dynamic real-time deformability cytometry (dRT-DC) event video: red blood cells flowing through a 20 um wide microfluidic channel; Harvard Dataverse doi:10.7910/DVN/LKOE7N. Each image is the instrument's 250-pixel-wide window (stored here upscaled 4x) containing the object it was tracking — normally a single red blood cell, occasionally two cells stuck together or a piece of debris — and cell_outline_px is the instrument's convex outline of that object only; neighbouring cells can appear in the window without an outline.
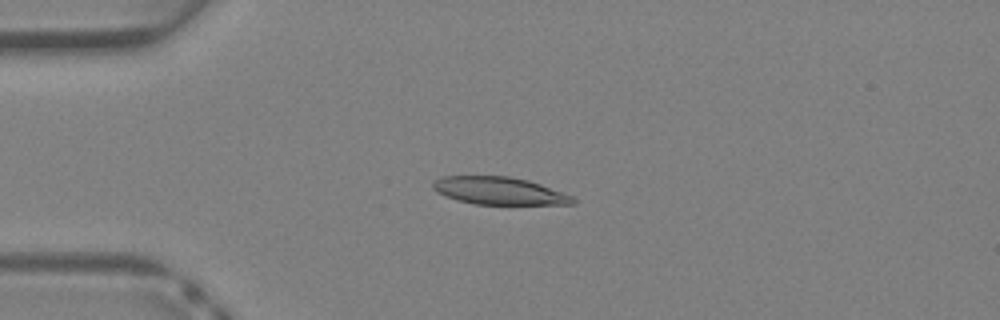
{"species": "Egyptian fruit bat (a non-hibernating species)", "species_latin": "Rousettus aegyptiacus", "temperature_condition": "warm", "stored_images_in_passage": 39, "camera_frame_rate_fps": 3000, "um_per_image_px": 0.085, "animal": {"sex": "female"}, "frame": {"image": 1, "passage_image": 10, "time_ms": 3.0, "image_size_px": [1000, 320], "cell_outline_px": [[576, 204], [476, 204], [456, 200], [444, 196], [436, 192], [432, 188], [432, 184], [436, 180], [444, 176], [508, 176], [528, 180], [540, 184], [572, 196], [576, 200]], "centroid_in_image_um": [42.4, 16.22], "position_along_channel_um": 42.6, "area_um2": 22.37}}
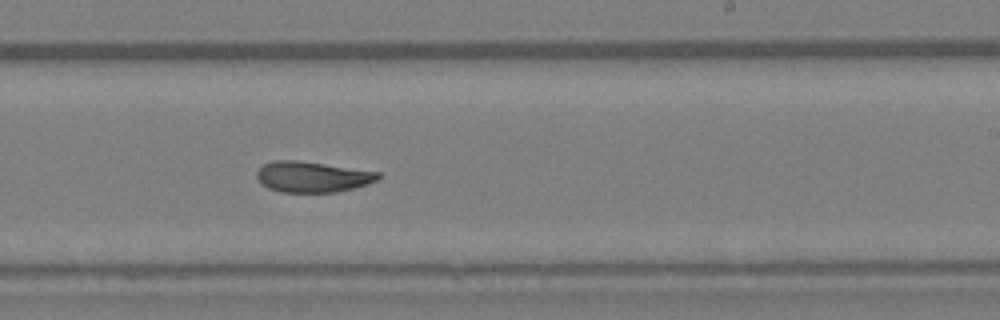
{"frame": {"image": 2, "passage_image": 24, "time_ms": 7.667, "image_size_px": [1000, 320], "cell_outline_px": [[384, 176], [368, 184], [336, 192], [280, 192], [268, 188], [256, 176], [256, 172], [264, 164], [272, 160], [300, 160], [380, 172]], "centroid_in_image_um": [26.57, 15.02], "position_along_channel_um": 262.4, "area_um2": 21.79}}
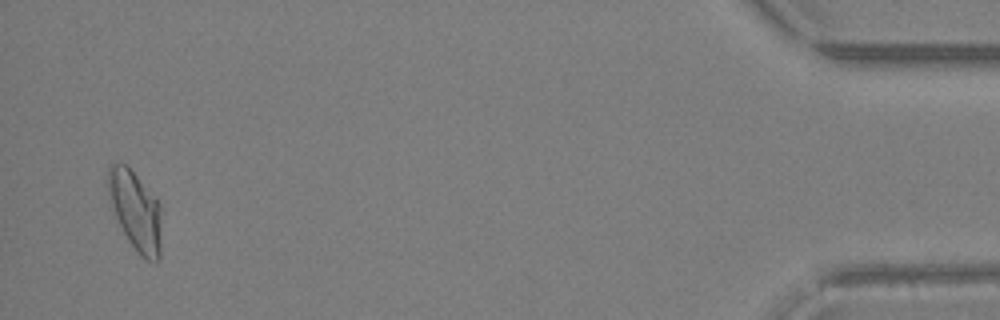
{"frame": {"image": 3, "passage_image": 38, "time_ms": 12.333, "image_size_px": [1000, 320], "cell_outline_px": [[160, 260], [156, 264], [144, 260], [140, 256], [128, 240], [116, 216], [108, 196], [108, 164], [124, 164], [136, 176], [160, 204]], "centroid_in_image_um": [11.52, 17.98], "position_along_channel_um": 423.7, "area_um2": 24.28}}